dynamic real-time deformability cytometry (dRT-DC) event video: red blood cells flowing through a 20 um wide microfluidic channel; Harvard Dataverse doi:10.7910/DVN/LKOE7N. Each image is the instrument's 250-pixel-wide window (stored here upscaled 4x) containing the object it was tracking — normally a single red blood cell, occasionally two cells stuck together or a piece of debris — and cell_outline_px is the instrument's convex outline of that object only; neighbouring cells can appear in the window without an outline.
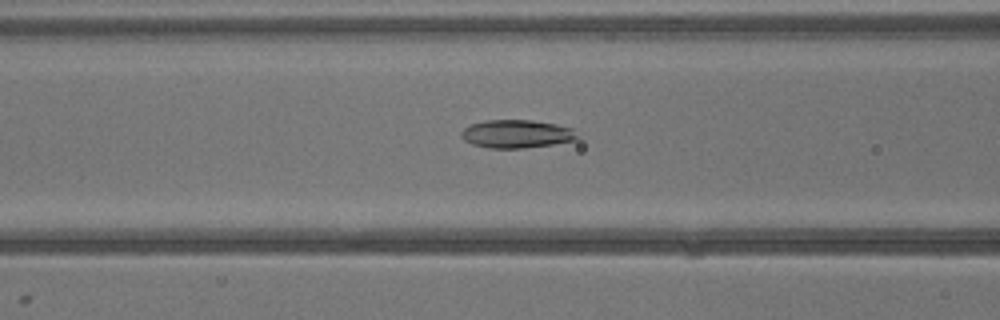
{"species": "common noctule bat (a hibernating species)", "species_latin": "Nyctalus noctula", "temperature_condition": "warm", "stored_images_in_passage": 40, "camera_frame_rate_fps": 3000, "um_per_image_px": 0.085, "animal": {"sex": "male", "body_mass_g": 13.3}, "frame": {"image": 1, "passage_image": 17, "time_ms": 5.333, "image_size_px": [1000, 320], "cell_outline_px": [[580, 136], [576, 140], [552, 144], [524, 148], [488, 148], [472, 144], [464, 140], [460, 136], [460, 132], [464, 128], [472, 124], [484, 120], [532, 120], [556, 124], [572, 128]], "centroid_in_image_um": [43.91, 11.38], "position_along_channel_um": 122.7, "area_um2": 19.13}}
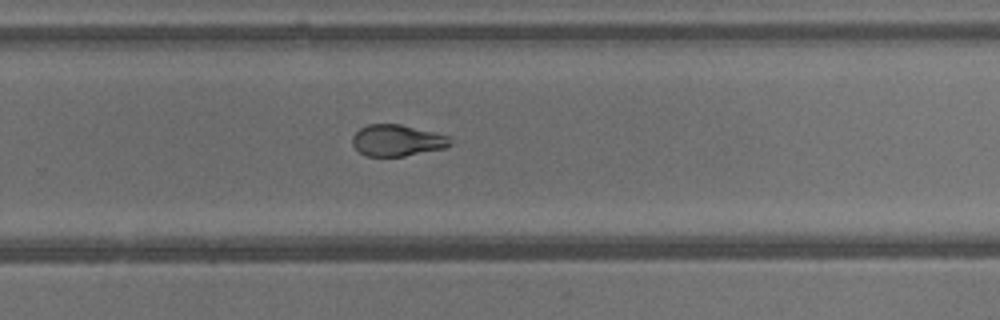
{"frame": {"image": 2, "passage_image": 27, "time_ms": 8.667, "image_size_px": [1000, 320], "cell_outline_px": [[452, 144], [444, 148], [404, 156], [368, 156], [360, 152], [352, 144], [352, 136], [360, 128], [368, 124], [400, 124], [452, 136]], "centroid_in_image_um": [33.79, 11.93], "position_along_channel_um": 296.0, "area_um2": 17.98}}
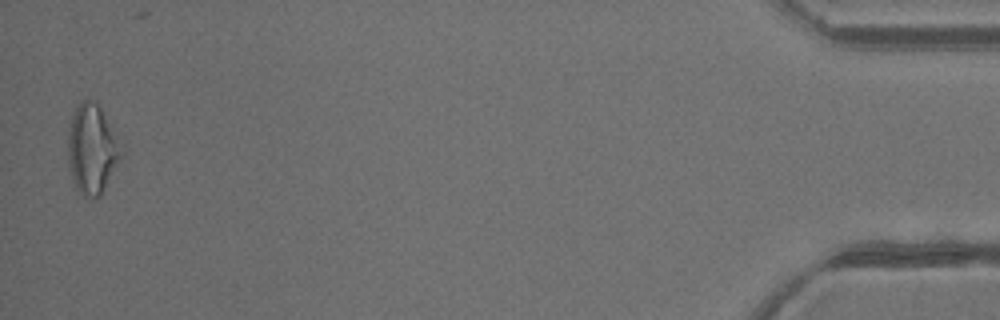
{"frame": {"image": 3, "passage_image": 40, "time_ms": 13.0, "image_size_px": [1000, 320], "cell_outline_px": [[124, 152], [100, 196], [96, 200], [80, 192], [76, 188], [68, 168], [68, 128], [72, 112], [76, 104], [80, 100], [92, 100], [100, 108], [124, 148]], "centroid_in_image_um": [7.81, 12.66], "position_along_channel_um": 427.4, "area_um2": 27.92}}